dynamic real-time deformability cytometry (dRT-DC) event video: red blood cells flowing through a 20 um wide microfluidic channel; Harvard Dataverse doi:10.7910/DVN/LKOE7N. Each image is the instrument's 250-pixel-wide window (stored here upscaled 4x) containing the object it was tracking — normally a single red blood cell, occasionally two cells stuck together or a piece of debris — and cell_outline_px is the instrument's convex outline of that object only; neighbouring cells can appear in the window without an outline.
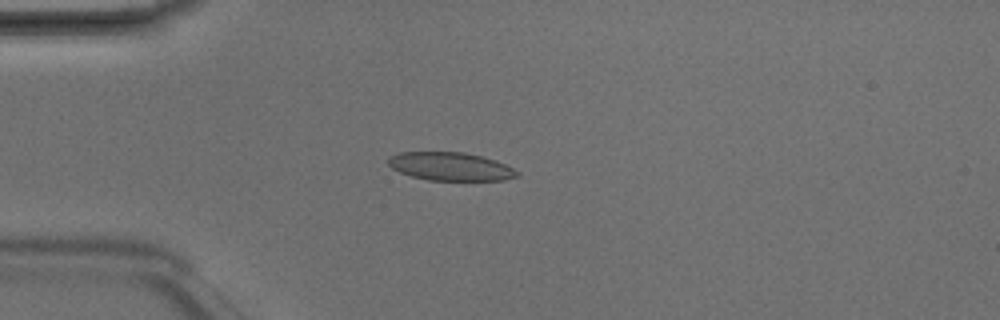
{"species": "Egyptian fruit bat (a non-hibernating species)", "species_latin": "Rousettus aegyptiacus", "temperature_condition": "room temperature", "stored_images_in_passage": 5, "camera_frame_rate_fps": 3000, "um_per_image_px": 0.085, "animal": {"sex": "male"}, "frame": {"image": 1, "passage_image": 4, "time_ms": 1.0, "image_size_px": [1000, 320], "cell_outline_px": [[520, 176], [504, 180], [428, 180], [412, 176], [400, 172], [392, 168], [388, 164], [388, 156], [400, 152], [464, 152], [496, 160], [520, 172]], "centroid_in_image_um": [38.29, 14.15], "position_along_channel_um": 46.7, "area_um2": 21.21}}